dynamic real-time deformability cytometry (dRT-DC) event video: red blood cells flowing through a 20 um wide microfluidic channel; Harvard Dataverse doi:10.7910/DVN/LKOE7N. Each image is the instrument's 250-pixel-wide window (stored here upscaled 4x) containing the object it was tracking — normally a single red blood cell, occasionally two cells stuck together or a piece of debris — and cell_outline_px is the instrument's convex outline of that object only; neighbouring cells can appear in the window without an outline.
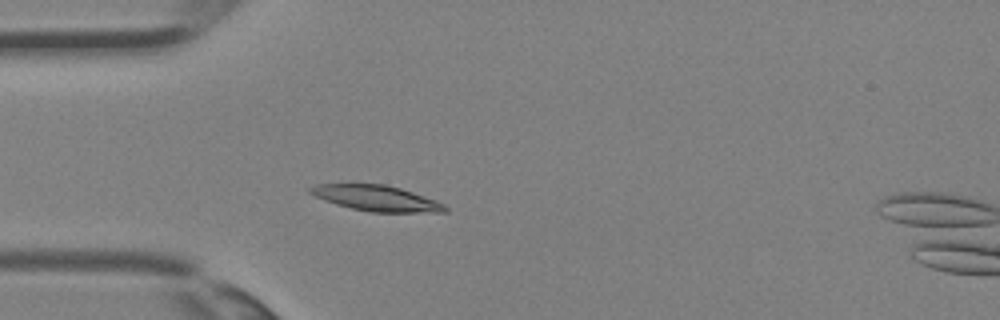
{"species": "Egyptian fruit bat (a non-hibernating species)", "species_latin": "Rousettus aegyptiacus", "temperature_condition": "room temperature", "stored_images_in_passage": 34, "segment_of_instrument_passage": [1, 2], "camera_frame_rate_fps": 3000, "um_per_image_px": 0.085, "animal": {"sex": "female"}, "frame": {"image": 1, "passage_image": 7, "time_ms": 2.0, "image_size_px": [1000, 320], "cell_outline_px": [[448, 212], [372, 212], [352, 208], [336, 204], [324, 200], [308, 192], [308, 188], [316, 184], [384, 184], [400, 188], [436, 200], [444, 204], [448, 208]], "centroid_in_image_um": [32.0, 16.85], "position_along_channel_um": 53.0, "area_um2": 20.0}}
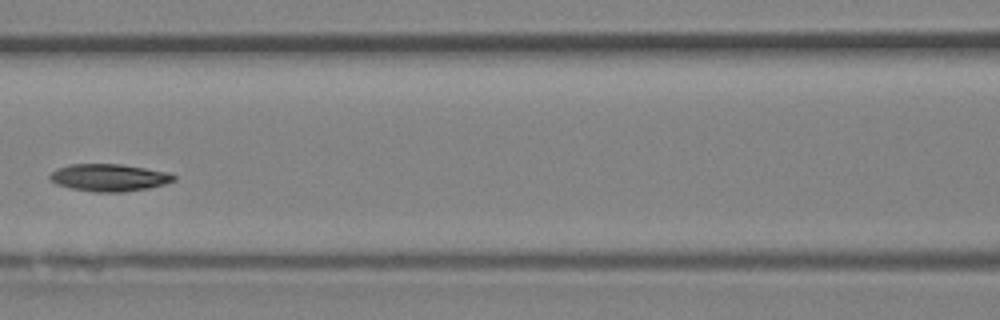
{"frame": {"image": 2, "passage_image": 13, "time_ms": 4.0, "image_size_px": [1000, 320], "cell_outline_px": [[176, 180], [164, 184], [148, 188], [124, 192], [96, 192], [72, 188], [56, 184], [48, 176], [52, 172], [60, 168], [72, 164], [120, 164], [168, 172], [176, 176]], "centroid_in_image_um": [9.31, 15.1], "position_along_channel_um": 157.3, "area_um2": 19.48}}
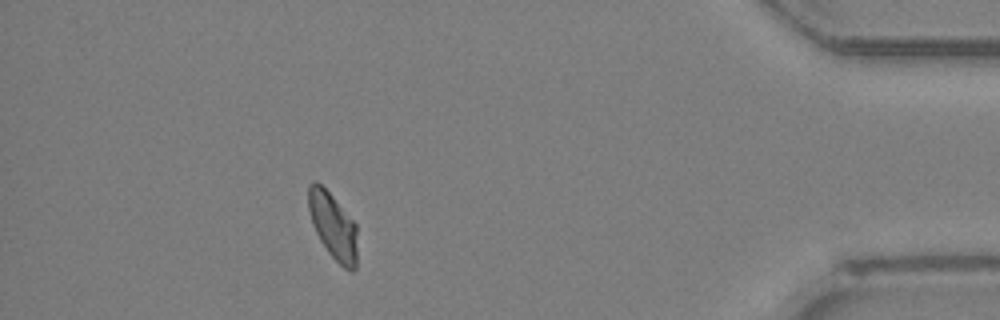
{"frame": {"image": 3, "passage_image": 29, "time_ms": 9.333, "image_size_px": [1000, 320], "cell_outline_px": [[356, 268], [352, 272], [344, 268], [328, 252], [320, 240], [312, 224], [308, 208], [308, 184], [312, 180], [316, 180], [332, 196], [356, 224]], "centroid_in_image_um": [28.28, 19.19], "position_along_channel_um": 406.9, "area_um2": 18.73}}